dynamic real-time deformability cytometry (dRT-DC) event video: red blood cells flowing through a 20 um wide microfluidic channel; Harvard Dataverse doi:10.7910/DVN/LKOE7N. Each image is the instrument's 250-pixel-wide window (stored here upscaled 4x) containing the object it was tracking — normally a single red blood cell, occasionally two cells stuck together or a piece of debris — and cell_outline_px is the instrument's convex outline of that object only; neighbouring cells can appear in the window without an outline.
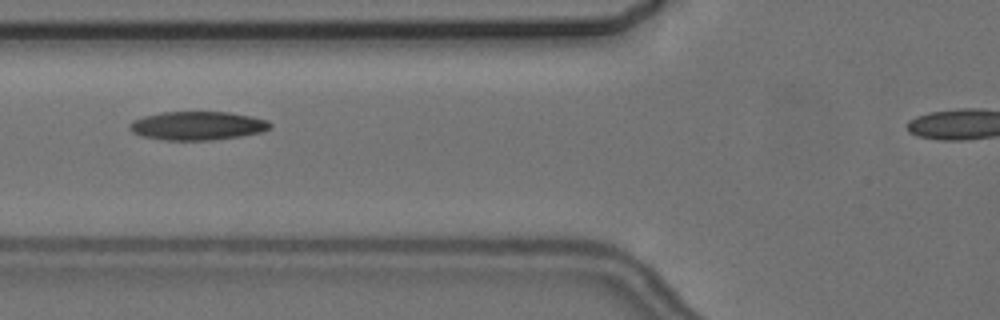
{"species": "common noctule bat (a hibernating species)", "species_latin": "Nyctalus noctula", "temperature_condition": "cold", "stored_images_in_passage": 5, "camera_frame_rate_fps": 3000, "um_per_image_px": 0.085, "animal": {"sex": "female", "body_mass_g": 24.6, "forearm_length_mm": 56.2}, "frame": {"image": 1, "passage_image": 3, "time_ms": 2.333, "image_size_px": [1000, 320], "cell_outline_px": [[272, 128], [264, 132], [240, 136], [212, 140], [164, 140], [140, 136], [132, 132], [128, 128], [128, 124], [132, 120], [144, 116], [160, 112], [228, 112], [252, 116], [268, 120], [272, 124]], "centroid_in_image_um": [16.79, 10.69], "position_along_channel_um": 109.0, "area_um2": 23.76}}
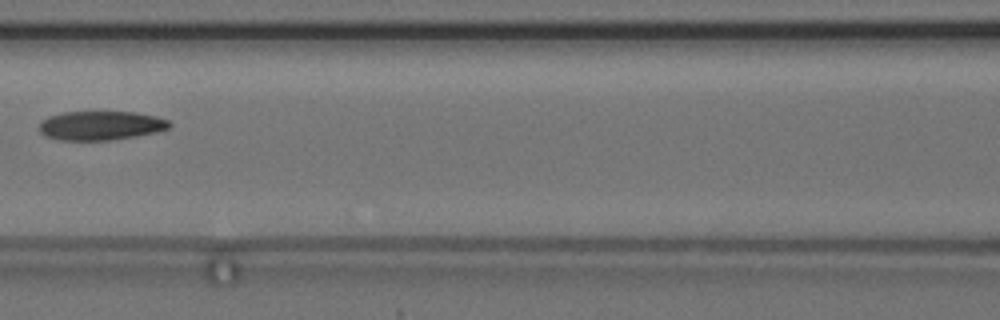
{"frame": {"image": 2, "passage_image": 4, "time_ms": 3.667, "image_size_px": [1000, 320], "cell_outline_px": [[172, 124], [168, 128], [156, 132], [136, 136], [112, 140], [60, 140], [44, 136], [40, 132], [40, 120], [48, 116], [64, 112], [132, 112], [156, 116], [168, 120]], "centroid_in_image_um": [8.54, 10.67], "position_along_channel_um": 158.1, "area_um2": 22.08}}